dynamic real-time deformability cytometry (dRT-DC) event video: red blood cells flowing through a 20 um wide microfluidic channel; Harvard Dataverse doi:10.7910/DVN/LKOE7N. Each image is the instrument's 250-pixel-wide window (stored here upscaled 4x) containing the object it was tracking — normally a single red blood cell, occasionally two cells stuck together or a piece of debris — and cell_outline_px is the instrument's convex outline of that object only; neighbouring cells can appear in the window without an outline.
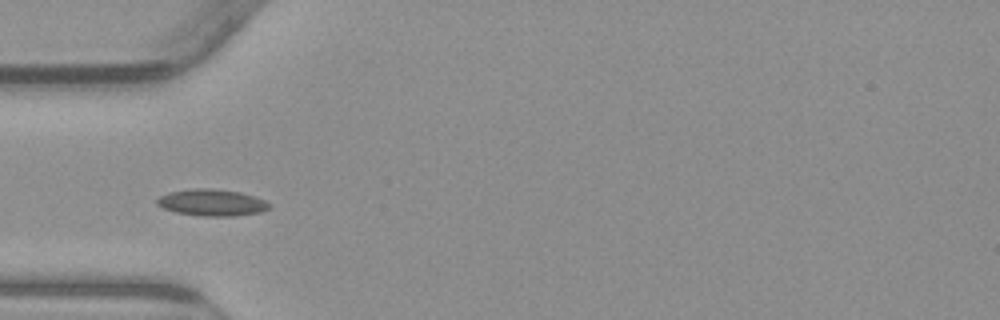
{"species": "common noctule bat (a hibernating species)", "species_latin": "Nyctalus noctula", "temperature_condition": "warm", "stored_images_in_passage": 14, "camera_frame_rate_fps": 3000, "um_per_image_px": 0.085, "animal": {"sex": "male", "body_mass_g": 23.1, "forearm_length_mm": 52.7}, "frame": {"image": 1, "passage_image": 3, "time_ms": 0.667, "image_size_px": [1000, 320], "cell_outline_px": [[272, 204], [268, 208], [260, 212], [232, 216], [200, 216], [176, 212], [164, 208], [156, 204], [156, 200], [160, 196], [168, 192], [192, 188], [212, 188], [240, 192], [264, 200]], "centroid_in_image_um": [17.98, 17.21], "position_along_channel_um": 67.0, "area_um2": 17.4}}